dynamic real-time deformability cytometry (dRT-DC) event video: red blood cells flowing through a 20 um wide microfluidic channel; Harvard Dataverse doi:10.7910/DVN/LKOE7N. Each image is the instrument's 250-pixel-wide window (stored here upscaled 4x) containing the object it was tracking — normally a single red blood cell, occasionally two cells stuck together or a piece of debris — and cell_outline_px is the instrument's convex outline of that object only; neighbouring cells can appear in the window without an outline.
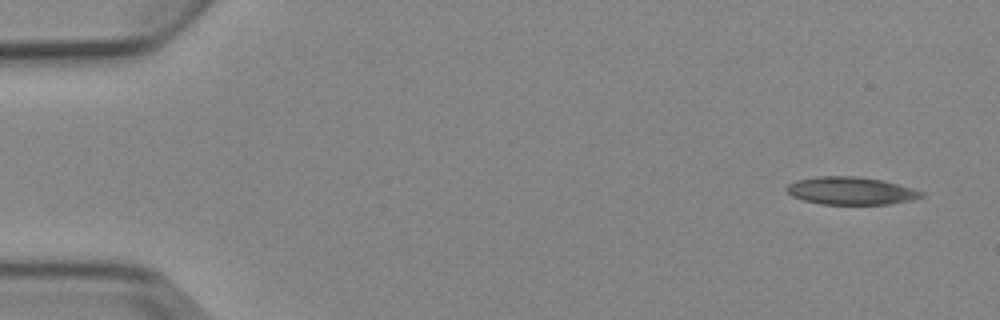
{"species": "Egyptian fruit bat (a non-hibernating species)", "species_latin": "Rousettus aegyptiacus", "temperature_condition": "cold", "stored_images_in_passage": 6, "camera_frame_rate_fps": 3000, "um_per_image_px": 0.085, "animal": {"sex": "female"}, "frame": {"image": 1, "passage_image": 1, "time_ms": 0.0, "image_size_px": [1000, 320], "cell_outline_px": [[924, 196], [912, 200], [888, 204], [820, 204], [804, 200], [792, 196], [784, 188], [788, 184], [796, 180], [816, 176], [856, 176], [884, 180], [912, 188], [924, 192]], "centroid_in_image_um": [72.32, 16.21], "position_along_channel_um": 12.7, "area_um2": 21.85}}
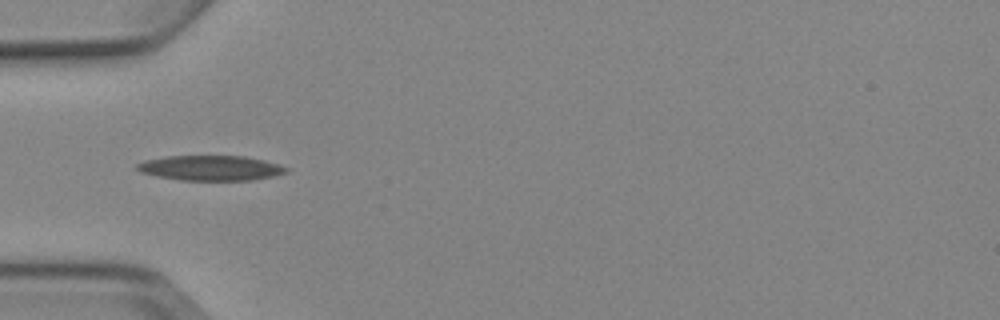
{"frame": {"image": 2, "passage_image": 5, "time_ms": 4.667, "image_size_px": [1000, 320], "cell_outline_px": [[288, 172], [272, 176], [252, 180], [180, 180], [156, 176], [140, 172], [136, 168], [136, 164], [144, 160], [164, 156], [244, 156], [264, 160], [288, 168]], "centroid_in_image_um": [17.86, 14.28], "position_along_channel_um": 67.1, "area_um2": 21.73}}
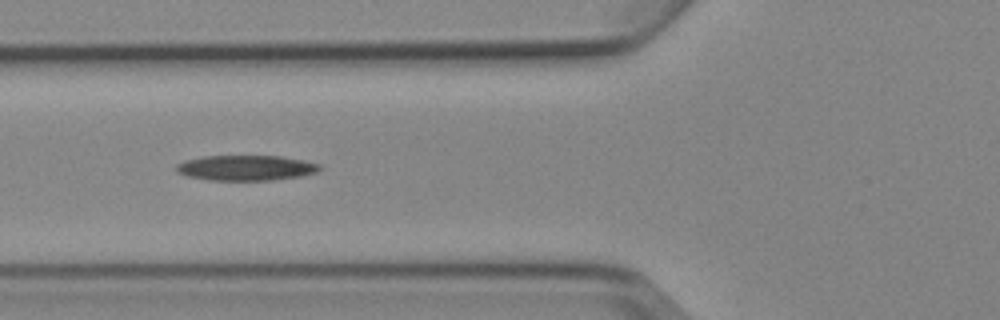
{"frame": {"image": 3, "passage_image": 6, "time_ms": 5.667, "image_size_px": [1000, 320], "cell_outline_px": [[324, 168], [316, 172], [300, 176], [272, 180], [208, 180], [184, 176], [176, 172], [176, 164], [184, 160], [204, 156], [280, 156], [320, 164]], "centroid_in_image_um": [20.86, 14.27], "position_along_channel_um": 104.9, "area_um2": 21.21}}